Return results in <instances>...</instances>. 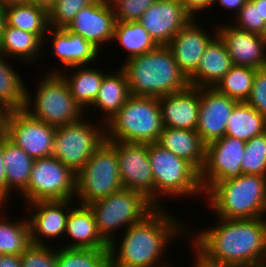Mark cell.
I'll use <instances>...</instances> for the list:
<instances>
[{"instance_id": "6da1fadb", "label": "cell", "mask_w": 266, "mask_h": 267, "mask_svg": "<svg viewBox=\"0 0 266 267\" xmlns=\"http://www.w3.org/2000/svg\"><path fill=\"white\" fill-rule=\"evenodd\" d=\"M217 218L191 236L198 267H255L266 264V218Z\"/></svg>"}, {"instance_id": "7a4b0ae2", "label": "cell", "mask_w": 266, "mask_h": 267, "mask_svg": "<svg viewBox=\"0 0 266 267\" xmlns=\"http://www.w3.org/2000/svg\"><path fill=\"white\" fill-rule=\"evenodd\" d=\"M164 209L165 207L156 208L144 220L126 229L119 244L112 235L113 241L109 244L111 267L172 266L162 262L164 251L168 250L166 248L170 243H173L172 239L175 240L180 236L183 238V235L189 237V233H186L189 229L184 228L186 226L183 223L181 224Z\"/></svg>"}, {"instance_id": "3957f363", "label": "cell", "mask_w": 266, "mask_h": 267, "mask_svg": "<svg viewBox=\"0 0 266 267\" xmlns=\"http://www.w3.org/2000/svg\"><path fill=\"white\" fill-rule=\"evenodd\" d=\"M123 62L131 95L159 98L190 86L167 45Z\"/></svg>"}, {"instance_id": "277c9868", "label": "cell", "mask_w": 266, "mask_h": 267, "mask_svg": "<svg viewBox=\"0 0 266 267\" xmlns=\"http://www.w3.org/2000/svg\"><path fill=\"white\" fill-rule=\"evenodd\" d=\"M205 199L217 218H261L266 214V176L242 174L216 182Z\"/></svg>"}, {"instance_id": "5b68a950", "label": "cell", "mask_w": 266, "mask_h": 267, "mask_svg": "<svg viewBox=\"0 0 266 267\" xmlns=\"http://www.w3.org/2000/svg\"><path fill=\"white\" fill-rule=\"evenodd\" d=\"M163 130L158 98L131 95L105 123L108 142L156 143Z\"/></svg>"}, {"instance_id": "8992f818", "label": "cell", "mask_w": 266, "mask_h": 267, "mask_svg": "<svg viewBox=\"0 0 266 267\" xmlns=\"http://www.w3.org/2000/svg\"><path fill=\"white\" fill-rule=\"evenodd\" d=\"M149 161L154 177V205L163 207L161 196H194L205 198L200 173L187 161L156 143L148 144ZM204 195V196H203Z\"/></svg>"}, {"instance_id": "52a82bcc", "label": "cell", "mask_w": 266, "mask_h": 267, "mask_svg": "<svg viewBox=\"0 0 266 267\" xmlns=\"http://www.w3.org/2000/svg\"><path fill=\"white\" fill-rule=\"evenodd\" d=\"M29 94L31 93L26 88L23 110L48 125L60 127L85 117V112L75 102L67 83L59 73L44 75L43 79H39L34 97Z\"/></svg>"}, {"instance_id": "ba28073f", "label": "cell", "mask_w": 266, "mask_h": 267, "mask_svg": "<svg viewBox=\"0 0 266 267\" xmlns=\"http://www.w3.org/2000/svg\"><path fill=\"white\" fill-rule=\"evenodd\" d=\"M87 206L99 234L108 244L113 241V232L141 222L157 208L144 194L130 189H122Z\"/></svg>"}, {"instance_id": "9c48e42d", "label": "cell", "mask_w": 266, "mask_h": 267, "mask_svg": "<svg viewBox=\"0 0 266 267\" xmlns=\"http://www.w3.org/2000/svg\"><path fill=\"white\" fill-rule=\"evenodd\" d=\"M122 189L116 149L105 140L76 174V202L87 205Z\"/></svg>"}, {"instance_id": "30bf717a", "label": "cell", "mask_w": 266, "mask_h": 267, "mask_svg": "<svg viewBox=\"0 0 266 267\" xmlns=\"http://www.w3.org/2000/svg\"><path fill=\"white\" fill-rule=\"evenodd\" d=\"M79 121L56 127L51 156L59 159L75 175L106 140L105 124ZM103 128V129H102Z\"/></svg>"}, {"instance_id": "8fae6325", "label": "cell", "mask_w": 266, "mask_h": 267, "mask_svg": "<svg viewBox=\"0 0 266 267\" xmlns=\"http://www.w3.org/2000/svg\"><path fill=\"white\" fill-rule=\"evenodd\" d=\"M76 175L59 159L48 156L35 159L27 188L21 193L25 204L35 201L72 200Z\"/></svg>"}, {"instance_id": "7c38bea8", "label": "cell", "mask_w": 266, "mask_h": 267, "mask_svg": "<svg viewBox=\"0 0 266 267\" xmlns=\"http://www.w3.org/2000/svg\"><path fill=\"white\" fill-rule=\"evenodd\" d=\"M245 143L231 136H224L206 145L205 164L200 171V184L206 193L216 182L242 175Z\"/></svg>"}, {"instance_id": "4fadbf2b", "label": "cell", "mask_w": 266, "mask_h": 267, "mask_svg": "<svg viewBox=\"0 0 266 267\" xmlns=\"http://www.w3.org/2000/svg\"><path fill=\"white\" fill-rule=\"evenodd\" d=\"M115 149L123 189L144 194L154 204V177L147 143L109 142Z\"/></svg>"}, {"instance_id": "5bb4252c", "label": "cell", "mask_w": 266, "mask_h": 267, "mask_svg": "<svg viewBox=\"0 0 266 267\" xmlns=\"http://www.w3.org/2000/svg\"><path fill=\"white\" fill-rule=\"evenodd\" d=\"M55 129L23 109L12 110L7 123V138L35 160L51 156Z\"/></svg>"}, {"instance_id": "9a60e30c", "label": "cell", "mask_w": 266, "mask_h": 267, "mask_svg": "<svg viewBox=\"0 0 266 267\" xmlns=\"http://www.w3.org/2000/svg\"><path fill=\"white\" fill-rule=\"evenodd\" d=\"M192 18L179 0H156L138 22L157 45H168Z\"/></svg>"}, {"instance_id": "2e32d148", "label": "cell", "mask_w": 266, "mask_h": 267, "mask_svg": "<svg viewBox=\"0 0 266 267\" xmlns=\"http://www.w3.org/2000/svg\"><path fill=\"white\" fill-rule=\"evenodd\" d=\"M72 202L73 200L35 201L26 205L32 244L47 245L49 242H44L45 239L48 238L49 241L65 234Z\"/></svg>"}, {"instance_id": "e0dca14e", "label": "cell", "mask_w": 266, "mask_h": 267, "mask_svg": "<svg viewBox=\"0 0 266 267\" xmlns=\"http://www.w3.org/2000/svg\"><path fill=\"white\" fill-rule=\"evenodd\" d=\"M116 22L109 0H96L93 4L82 8L66 29L82 36L100 52L104 44L114 42Z\"/></svg>"}, {"instance_id": "ac0fdd59", "label": "cell", "mask_w": 266, "mask_h": 267, "mask_svg": "<svg viewBox=\"0 0 266 267\" xmlns=\"http://www.w3.org/2000/svg\"><path fill=\"white\" fill-rule=\"evenodd\" d=\"M237 103L214 87L200 88L196 131L205 145L225 136L227 122Z\"/></svg>"}, {"instance_id": "d6986e66", "label": "cell", "mask_w": 266, "mask_h": 267, "mask_svg": "<svg viewBox=\"0 0 266 267\" xmlns=\"http://www.w3.org/2000/svg\"><path fill=\"white\" fill-rule=\"evenodd\" d=\"M224 23L215 26L217 35L225 43L232 64L255 69L266 67V38L262 35L237 29ZM218 28V29H217Z\"/></svg>"}, {"instance_id": "ffe728a7", "label": "cell", "mask_w": 266, "mask_h": 267, "mask_svg": "<svg viewBox=\"0 0 266 267\" xmlns=\"http://www.w3.org/2000/svg\"><path fill=\"white\" fill-rule=\"evenodd\" d=\"M196 19L192 18L184 25L167 45L187 78L197 70L206 47L217 36V30L213 31V35L208 34Z\"/></svg>"}, {"instance_id": "44dd1931", "label": "cell", "mask_w": 266, "mask_h": 267, "mask_svg": "<svg viewBox=\"0 0 266 267\" xmlns=\"http://www.w3.org/2000/svg\"><path fill=\"white\" fill-rule=\"evenodd\" d=\"M163 127L196 130L200 109V88L187 89L158 98Z\"/></svg>"}, {"instance_id": "7402d4cb", "label": "cell", "mask_w": 266, "mask_h": 267, "mask_svg": "<svg viewBox=\"0 0 266 267\" xmlns=\"http://www.w3.org/2000/svg\"><path fill=\"white\" fill-rule=\"evenodd\" d=\"M44 42L51 40L53 54L63 68H71L82 65H92L101 52L86 41L82 36L68 31L66 28H49ZM50 36V38H48ZM53 38V39H52ZM46 40V41H45Z\"/></svg>"}, {"instance_id": "603a6c76", "label": "cell", "mask_w": 266, "mask_h": 267, "mask_svg": "<svg viewBox=\"0 0 266 267\" xmlns=\"http://www.w3.org/2000/svg\"><path fill=\"white\" fill-rule=\"evenodd\" d=\"M71 242L64 248L109 249V244L99 234L94 216L87 205L72 207L67 218L64 234Z\"/></svg>"}, {"instance_id": "cb8c5ba5", "label": "cell", "mask_w": 266, "mask_h": 267, "mask_svg": "<svg viewBox=\"0 0 266 267\" xmlns=\"http://www.w3.org/2000/svg\"><path fill=\"white\" fill-rule=\"evenodd\" d=\"M233 66L225 43L217 35L206 47L197 70L188 78L192 87H215Z\"/></svg>"}, {"instance_id": "d4e9b609", "label": "cell", "mask_w": 266, "mask_h": 267, "mask_svg": "<svg viewBox=\"0 0 266 267\" xmlns=\"http://www.w3.org/2000/svg\"><path fill=\"white\" fill-rule=\"evenodd\" d=\"M157 143L179 158L187 160L199 173L203 169L206 145L196 130L163 127Z\"/></svg>"}, {"instance_id": "484cf974", "label": "cell", "mask_w": 266, "mask_h": 267, "mask_svg": "<svg viewBox=\"0 0 266 267\" xmlns=\"http://www.w3.org/2000/svg\"><path fill=\"white\" fill-rule=\"evenodd\" d=\"M80 67V68H79ZM89 67V68H88ZM73 69L72 76L68 75ZM64 70H51L50 73H59L69 87V91L75 102L85 111L94 103L100 89L103 77L107 74L88 65L75 66ZM66 73V74H65Z\"/></svg>"}, {"instance_id": "4316f807", "label": "cell", "mask_w": 266, "mask_h": 267, "mask_svg": "<svg viewBox=\"0 0 266 267\" xmlns=\"http://www.w3.org/2000/svg\"><path fill=\"white\" fill-rule=\"evenodd\" d=\"M116 73H107L102 80L98 95L91 105L95 109L103 112L102 116L99 117L100 122L97 120L96 123L105 124L111 117H113L124 103L131 96V92L128 85V80L125 71L119 67ZM103 118V119H102Z\"/></svg>"}, {"instance_id": "83f0119b", "label": "cell", "mask_w": 266, "mask_h": 267, "mask_svg": "<svg viewBox=\"0 0 266 267\" xmlns=\"http://www.w3.org/2000/svg\"><path fill=\"white\" fill-rule=\"evenodd\" d=\"M3 157L6 173V200L13 189L22 193L28 186L34 159L7 137L3 138Z\"/></svg>"}, {"instance_id": "f1b7e54d", "label": "cell", "mask_w": 266, "mask_h": 267, "mask_svg": "<svg viewBox=\"0 0 266 267\" xmlns=\"http://www.w3.org/2000/svg\"><path fill=\"white\" fill-rule=\"evenodd\" d=\"M44 42L36 35L30 32H25L9 25H5L3 37L0 41V53L7 56L19 59L28 63L34 62L39 57L44 55L42 46ZM43 44V45H42ZM30 61V62H29Z\"/></svg>"}, {"instance_id": "f546056e", "label": "cell", "mask_w": 266, "mask_h": 267, "mask_svg": "<svg viewBox=\"0 0 266 267\" xmlns=\"http://www.w3.org/2000/svg\"><path fill=\"white\" fill-rule=\"evenodd\" d=\"M6 24L36 34L43 42L49 31L48 10L32 3L6 6Z\"/></svg>"}, {"instance_id": "4dcf8cb0", "label": "cell", "mask_w": 266, "mask_h": 267, "mask_svg": "<svg viewBox=\"0 0 266 267\" xmlns=\"http://www.w3.org/2000/svg\"><path fill=\"white\" fill-rule=\"evenodd\" d=\"M266 131V118L247 102H238L229 117L226 136L247 142Z\"/></svg>"}, {"instance_id": "1f68e13d", "label": "cell", "mask_w": 266, "mask_h": 267, "mask_svg": "<svg viewBox=\"0 0 266 267\" xmlns=\"http://www.w3.org/2000/svg\"><path fill=\"white\" fill-rule=\"evenodd\" d=\"M4 208L8 207H0V255H21L32 244L28 220H8Z\"/></svg>"}, {"instance_id": "d6a6232c", "label": "cell", "mask_w": 266, "mask_h": 267, "mask_svg": "<svg viewBox=\"0 0 266 267\" xmlns=\"http://www.w3.org/2000/svg\"><path fill=\"white\" fill-rule=\"evenodd\" d=\"M113 40L126 50V59H131L154 50L158 45L149 36V33L138 22L117 21L114 29Z\"/></svg>"}, {"instance_id": "836d02e7", "label": "cell", "mask_w": 266, "mask_h": 267, "mask_svg": "<svg viewBox=\"0 0 266 267\" xmlns=\"http://www.w3.org/2000/svg\"><path fill=\"white\" fill-rule=\"evenodd\" d=\"M8 61V57L0 53V103L10 110H22L25 105L26 84L24 85L21 76Z\"/></svg>"}, {"instance_id": "e575fe53", "label": "cell", "mask_w": 266, "mask_h": 267, "mask_svg": "<svg viewBox=\"0 0 266 267\" xmlns=\"http://www.w3.org/2000/svg\"><path fill=\"white\" fill-rule=\"evenodd\" d=\"M257 69L248 66H235L215 85L220 93L238 102H246L250 96Z\"/></svg>"}, {"instance_id": "d590c367", "label": "cell", "mask_w": 266, "mask_h": 267, "mask_svg": "<svg viewBox=\"0 0 266 267\" xmlns=\"http://www.w3.org/2000/svg\"><path fill=\"white\" fill-rule=\"evenodd\" d=\"M57 267H108L109 249L56 248Z\"/></svg>"}, {"instance_id": "8d00e7d4", "label": "cell", "mask_w": 266, "mask_h": 267, "mask_svg": "<svg viewBox=\"0 0 266 267\" xmlns=\"http://www.w3.org/2000/svg\"><path fill=\"white\" fill-rule=\"evenodd\" d=\"M242 174L266 176V131L245 143Z\"/></svg>"}, {"instance_id": "74e56055", "label": "cell", "mask_w": 266, "mask_h": 267, "mask_svg": "<svg viewBox=\"0 0 266 267\" xmlns=\"http://www.w3.org/2000/svg\"><path fill=\"white\" fill-rule=\"evenodd\" d=\"M96 0H56L48 11L51 28H66L76 14Z\"/></svg>"}, {"instance_id": "f35d334b", "label": "cell", "mask_w": 266, "mask_h": 267, "mask_svg": "<svg viewBox=\"0 0 266 267\" xmlns=\"http://www.w3.org/2000/svg\"><path fill=\"white\" fill-rule=\"evenodd\" d=\"M233 19L235 24L231 25L237 29L265 36L266 21L260 15L259 4L248 0Z\"/></svg>"}, {"instance_id": "ab89813d", "label": "cell", "mask_w": 266, "mask_h": 267, "mask_svg": "<svg viewBox=\"0 0 266 267\" xmlns=\"http://www.w3.org/2000/svg\"><path fill=\"white\" fill-rule=\"evenodd\" d=\"M155 1L156 0H109L116 16V21L121 22L138 21L142 14Z\"/></svg>"}, {"instance_id": "60d3db41", "label": "cell", "mask_w": 266, "mask_h": 267, "mask_svg": "<svg viewBox=\"0 0 266 267\" xmlns=\"http://www.w3.org/2000/svg\"><path fill=\"white\" fill-rule=\"evenodd\" d=\"M21 267H57L56 248L31 244L21 254Z\"/></svg>"}, {"instance_id": "b9f144b4", "label": "cell", "mask_w": 266, "mask_h": 267, "mask_svg": "<svg viewBox=\"0 0 266 267\" xmlns=\"http://www.w3.org/2000/svg\"><path fill=\"white\" fill-rule=\"evenodd\" d=\"M246 102L266 118V67L257 70Z\"/></svg>"}, {"instance_id": "7bdbcfd3", "label": "cell", "mask_w": 266, "mask_h": 267, "mask_svg": "<svg viewBox=\"0 0 266 267\" xmlns=\"http://www.w3.org/2000/svg\"><path fill=\"white\" fill-rule=\"evenodd\" d=\"M185 9L193 16L198 18V13L209 9L213 6L214 0H180Z\"/></svg>"}, {"instance_id": "ee69618b", "label": "cell", "mask_w": 266, "mask_h": 267, "mask_svg": "<svg viewBox=\"0 0 266 267\" xmlns=\"http://www.w3.org/2000/svg\"><path fill=\"white\" fill-rule=\"evenodd\" d=\"M0 201L3 205L7 203L6 201V173L4 166L3 157V139L0 140Z\"/></svg>"}, {"instance_id": "f6af8a7d", "label": "cell", "mask_w": 266, "mask_h": 267, "mask_svg": "<svg viewBox=\"0 0 266 267\" xmlns=\"http://www.w3.org/2000/svg\"><path fill=\"white\" fill-rule=\"evenodd\" d=\"M247 1L248 0H214L213 6L219 3L220 7L222 6L225 10L227 9L231 12L234 10L235 15L233 16L235 17Z\"/></svg>"}, {"instance_id": "bcb514c9", "label": "cell", "mask_w": 266, "mask_h": 267, "mask_svg": "<svg viewBox=\"0 0 266 267\" xmlns=\"http://www.w3.org/2000/svg\"><path fill=\"white\" fill-rule=\"evenodd\" d=\"M11 111L5 104L0 103V140L7 137V123Z\"/></svg>"}, {"instance_id": "7dc6e473", "label": "cell", "mask_w": 266, "mask_h": 267, "mask_svg": "<svg viewBox=\"0 0 266 267\" xmlns=\"http://www.w3.org/2000/svg\"><path fill=\"white\" fill-rule=\"evenodd\" d=\"M0 267H21V255H0Z\"/></svg>"}, {"instance_id": "c3c4849f", "label": "cell", "mask_w": 266, "mask_h": 267, "mask_svg": "<svg viewBox=\"0 0 266 267\" xmlns=\"http://www.w3.org/2000/svg\"><path fill=\"white\" fill-rule=\"evenodd\" d=\"M5 25H6V5L0 1V41L3 37V31Z\"/></svg>"}, {"instance_id": "681fc988", "label": "cell", "mask_w": 266, "mask_h": 267, "mask_svg": "<svg viewBox=\"0 0 266 267\" xmlns=\"http://www.w3.org/2000/svg\"><path fill=\"white\" fill-rule=\"evenodd\" d=\"M56 0H30L29 3H32L36 6H40L45 8L46 10H50L51 7L55 4Z\"/></svg>"}, {"instance_id": "f907efd6", "label": "cell", "mask_w": 266, "mask_h": 267, "mask_svg": "<svg viewBox=\"0 0 266 267\" xmlns=\"http://www.w3.org/2000/svg\"><path fill=\"white\" fill-rule=\"evenodd\" d=\"M253 4H259L261 17L266 21V0H250Z\"/></svg>"}, {"instance_id": "816d5d0a", "label": "cell", "mask_w": 266, "mask_h": 267, "mask_svg": "<svg viewBox=\"0 0 266 267\" xmlns=\"http://www.w3.org/2000/svg\"><path fill=\"white\" fill-rule=\"evenodd\" d=\"M6 6L11 4H21V3H29L30 0H0Z\"/></svg>"}, {"instance_id": "f5cc1de1", "label": "cell", "mask_w": 266, "mask_h": 267, "mask_svg": "<svg viewBox=\"0 0 266 267\" xmlns=\"http://www.w3.org/2000/svg\"><path fill=\"white\" fill-rule=\"evenodd\" d=\"M255 267H266V264H262V265H257Z\"/></svg>"}, {"instance_id": "db71d44e", "label": "cell", "mask_w": 266, "mask_h": 267, "mask_svg": "<svg viewBox=\"0 0 266 267\" xmlns=\"http://www.w3.org/2000/svg\"><path fill=\"white\" fill-rule=\"evenodd\" d=\"M193 267H198L197 264H196L195 262L193 263Z\"/></svg>"}]
</instances>
